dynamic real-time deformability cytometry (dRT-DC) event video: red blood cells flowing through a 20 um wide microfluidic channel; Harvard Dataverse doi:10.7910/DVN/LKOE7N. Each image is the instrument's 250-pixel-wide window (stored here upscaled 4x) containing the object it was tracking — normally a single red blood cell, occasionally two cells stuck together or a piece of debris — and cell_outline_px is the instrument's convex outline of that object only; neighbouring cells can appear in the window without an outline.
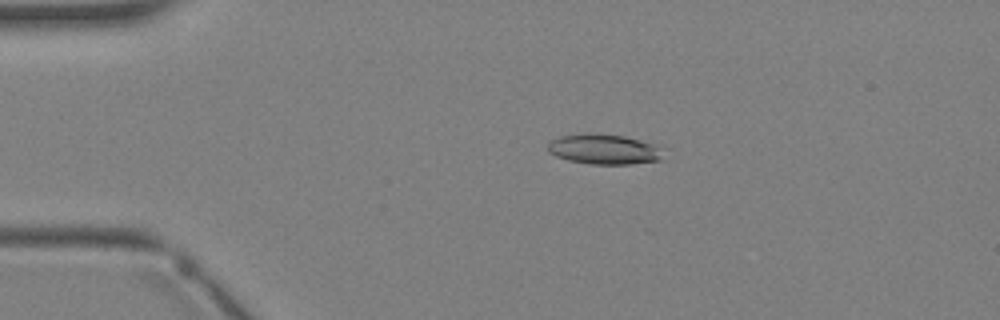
{"species": "Egyptian fruit bat (a non-hibernating species)", "species_latin": "Rousettus aegyptiacus", "temperature_condition": "warm", "stored_images_in_passage": 3, "camera_frame_rate_fps": 3000, "um_per_image_px": 0.085, "animal": {"sex": "female"}, "frame": {"image": 1, "passage_image": 3, "time_ms": 2.333, "image_size_px": [1000, 320], "cell_outline_px": [[664, 160], [628, 164], [592, 164], [568, 160], [556, 156], [548, 152], [548, 144], [552, 140], [560, 136], [584, 132], [592, 132], [624, 136], [660, 144]], "centroid_in_image_um": [51.39, 12.67], "position_along_channel_um": 33.6, "area_um2": 20.75}}